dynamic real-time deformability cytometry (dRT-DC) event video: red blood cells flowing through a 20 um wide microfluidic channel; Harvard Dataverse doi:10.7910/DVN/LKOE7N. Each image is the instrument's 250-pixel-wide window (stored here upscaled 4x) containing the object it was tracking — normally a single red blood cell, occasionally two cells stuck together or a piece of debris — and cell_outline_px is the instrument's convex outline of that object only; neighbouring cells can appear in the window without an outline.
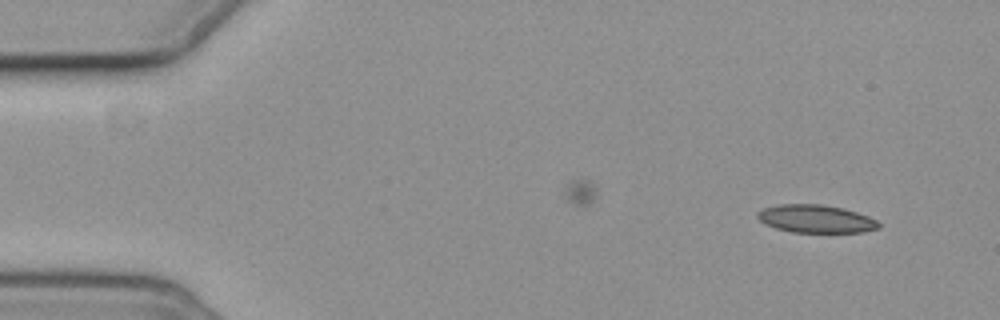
{"species": "common noctule bat (a hibernating species)", "species_latin": "Nyctalus noctula", "temperature_condition": "cold", "stored_images_in_passage": 4, "camera_frame_rate_fps": 3000, "um_per_image_px": 0.085, "animal": {"sex": "female", "body_mass_g": 19.3, "forearm_length_mm": 54.1}, "frame": {"image": 1, "passage_image": 1, "time_ms": 0.0, "image_size_px": [1000, 320], "cell_outline_px": [[880, 228], [860, 232], [792, 232], [776, 228], [764, 224], [756, 216], [756, 212], [764, 208], [780, 204], [820, 204], [844, 208], [868, 216], [876, 220], [880, 224]], "centroid_in_image_um": [69.33, 18.59], "position_along_channel_um": 15.7, "area_um2": 19.71}}